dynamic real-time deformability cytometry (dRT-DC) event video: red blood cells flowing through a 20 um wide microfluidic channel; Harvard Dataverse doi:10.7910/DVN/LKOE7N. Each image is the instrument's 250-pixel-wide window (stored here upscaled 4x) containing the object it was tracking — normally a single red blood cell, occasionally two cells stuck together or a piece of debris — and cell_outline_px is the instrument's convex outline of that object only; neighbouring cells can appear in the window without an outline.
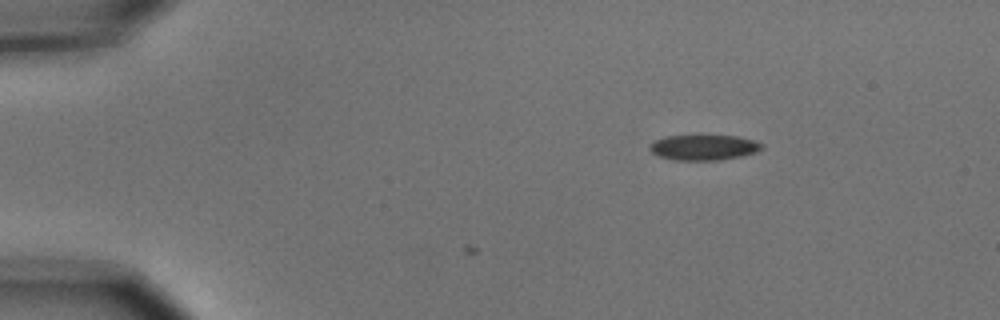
{"species": "common noctule bat (a hibernating species)", "species_latin": "Nyctalus noctula", "temperature_condition": "cold", "stored_images_in_passage": 2, "camera_frame_rate_fps": 3000, "um_per_image_px": 0.085, "animal": {"sex": "male", "body_mass_g": 15.6}, "frame": {"image": 1, "passage_image": 2, "time_ms": 0.333, "image_size_px": [1000, 320], "cell_outline_px": [[764, 148], [756, 152], [740, 156], [720, 160], [672, 160], [656, 156], [648, 148], [648, 144], [664, 136], [736, 136], [756, 140], [764, 144]], "centroid_in_image_um": [59.8, 12.54], "position_along_channel_um": 25.2, "area_um2": 16.76}}